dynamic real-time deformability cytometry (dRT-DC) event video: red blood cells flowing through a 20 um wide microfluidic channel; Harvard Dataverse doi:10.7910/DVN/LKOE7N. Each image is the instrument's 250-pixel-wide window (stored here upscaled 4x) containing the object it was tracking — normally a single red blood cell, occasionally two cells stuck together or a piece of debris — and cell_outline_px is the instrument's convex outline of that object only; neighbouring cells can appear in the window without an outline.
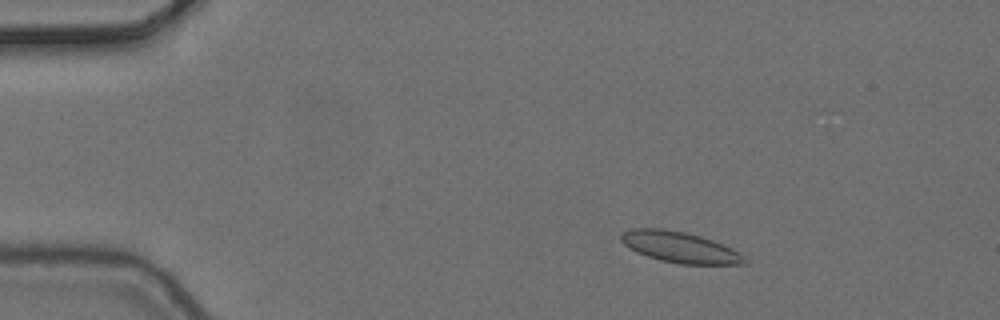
{"species": "common noctule bat (a hibernating species)", "species_latin": "Nyctalus noctula", "temperature_condition": "cold", "stored_images_in_passage": 5, "camera_frame_rate_fps": 3000, "um_per_image_px": 0.085, "animal": {"sex": "female", "body_mass_g": 24.6, "forearm_length_mm": 56.2}, "frame": {"image": 1, "passage_image": 3, "time_ms": 0.667, "image_size_px": [1000, 320], "cell_outline_px": [[748, 264], [680, 264], [660, 260], [636, 252], [628, 248], [620, 240], [620, 236], [628, 228], [664, 228], [684, 232], [700, 236], [712, 240], [732, 248], [740, 252], [748, 260]], "centroid_in_image_um": [57.79, 21.01], "position_along_channel_um": 27.2, "area_um2": 22.37}}
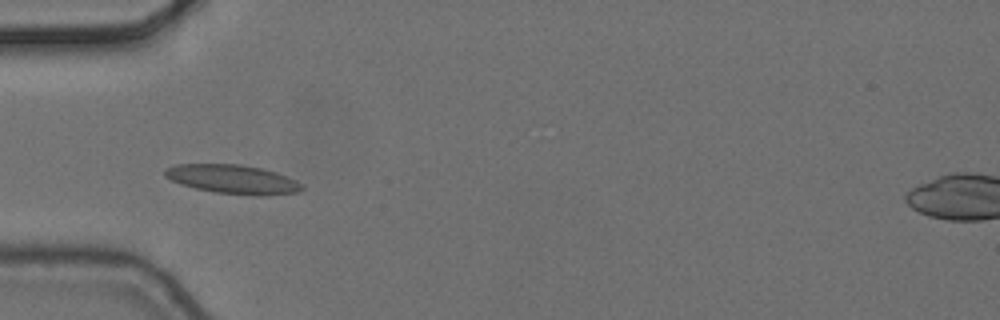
{"frame": {"image": 2, "passage_image": 5, "time_ms": 1.333, "image_size_px": [1000, 320], "cell_outline_px": [[304, 188], [300, 192], [264, 196], [260, 196], [216, 192], [196, 188], [180, 184], [164, 176], [164, 168], [176, 164], [240, 164], [260, 168], [276, 172], [288, 176], [296, 180]], "centroid_in_image_um": [19.79, 15.23], "position_along_channel_um": 65.2, "area_um2": 23.18}}